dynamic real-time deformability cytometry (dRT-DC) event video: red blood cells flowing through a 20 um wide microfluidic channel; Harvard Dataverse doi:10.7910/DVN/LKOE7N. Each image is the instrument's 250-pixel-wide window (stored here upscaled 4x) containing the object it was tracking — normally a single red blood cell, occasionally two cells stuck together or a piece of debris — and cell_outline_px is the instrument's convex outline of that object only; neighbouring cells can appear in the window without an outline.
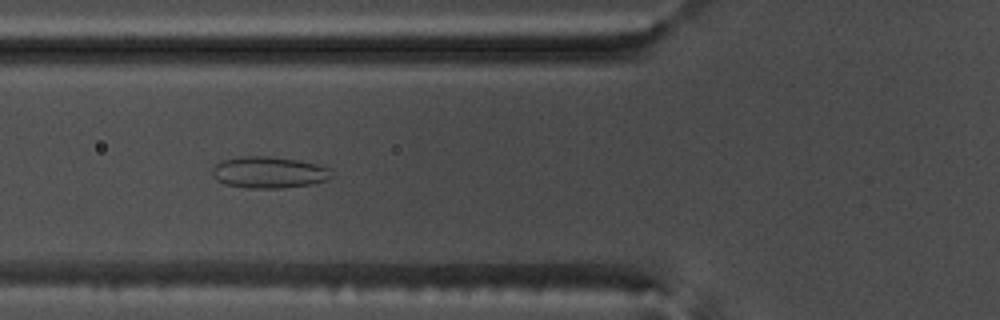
{"species": "common noctule bat (a hibernating species)", "species_latin": "Nyctalus noctula", "temperature_condition": "warm", "stored_images_in_passage": 48, "camera_frame_rate_fps": 3000, "um_per_image_px": 0.085, "animal": {"sex": "male", "body_mass_g": 17.5, "forearm_length_mm": 52.3}, "frame": {"image": 1, "passage_image": 16, "time_ms": 5.0, "image_size_px": [1000, 320], "cell_outline_px": [[332, 176], [324, 180], [312, 184], [280, 188], [248, 188], [224, 184], [216, 180], [212, 172], [212, 168], [216, 164], [224, 160], [244, 156], [268, 156], [324, 164], [328, 168]], "centroid_in_image_um": [22.86, 14.65], "position_along_channel_um": 102.9, "area_um2": 21.85}}
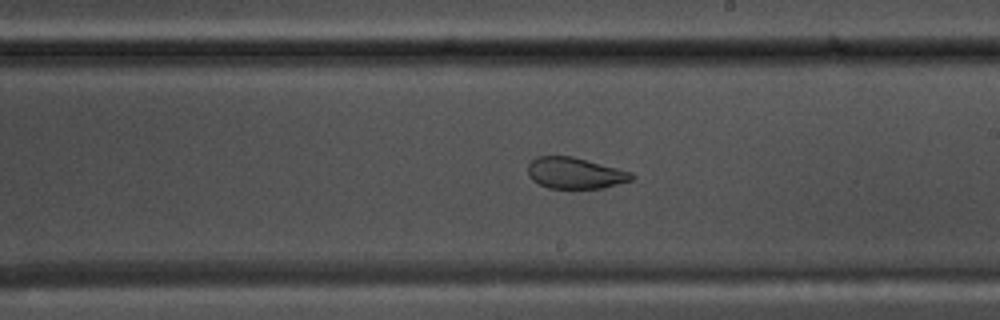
{"frame": {"image": 2, "passage_image": 27, "time_ms": 8.667, "image_size_px": [1000, 320], "cell_outline_px": [[636, 176], [632, 180], [604, 188], [548, 188], [532, 180], [528, 176], [528, 164], [536, 156], [572, 156], [632, 172]], "centroid_in_image_um": [48.88, 14.71], "position_along_channel_um": 240.1, "area_um2": 18.9}}
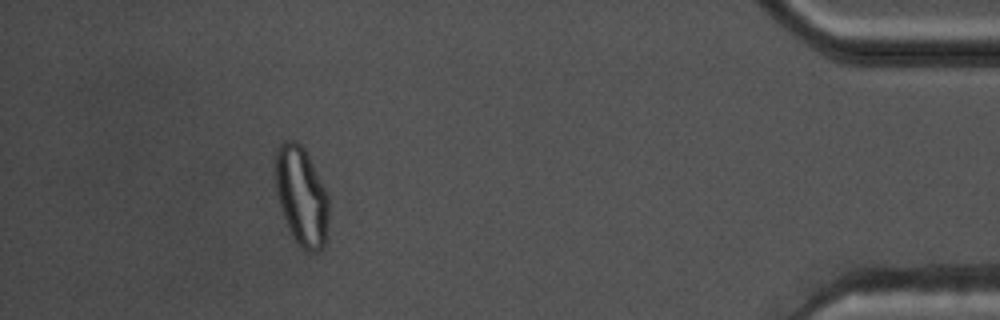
{"frame": {"image": 3, "passage_image": 45, "time_ms": 14.667, "image_size_px": [1000, 320], "cell_outline_px": [[328, 220], [324, 248], [320, 252], [308, 252], [292, 236], [288, 228], [276, 192], [276, 148], [284, 140], [296, 140], [304, 148], [328, 196]], "centroid_in_image_um": [25.63, 16.68], "position_along_channel_um": 409.6, "area_um2": 30.35}}